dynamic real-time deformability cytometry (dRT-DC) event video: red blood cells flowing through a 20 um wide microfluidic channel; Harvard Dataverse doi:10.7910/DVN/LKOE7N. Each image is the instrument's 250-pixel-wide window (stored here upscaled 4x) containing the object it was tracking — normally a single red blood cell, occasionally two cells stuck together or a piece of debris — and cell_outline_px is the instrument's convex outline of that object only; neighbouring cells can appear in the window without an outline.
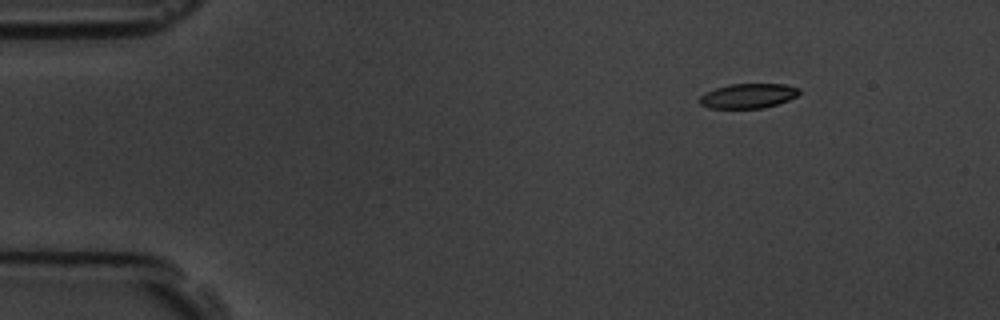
{"species": "common noctule bat (a hibernating species)", "species_latin": "Nyctalus noctula", "temperature_condition": "room temperature", "stored_images_in_passage": 51, "camera_frame_rate_fps": 3000, "um_per_image_px": 0.085, "animal": {"sex": "male", "body_mass_g": 19.5, "forearm_length_mm": 54.6}, "frame": {"image": 1, "passage_image": 1, "time_ms": 0.0, "image_size_px": [1000, 320], "cell_outline_px": [[800, 92], [796, 96], [788, 100], [764, 108], [708, 108], [700, 104], [700, 96], [704, 92], [728, 84], [784, 84], [800, 88]], "centroid_in_image_um": [63.58, 8.14], "position_along_channel_um": 21.4, "area_um2": 14.33}}
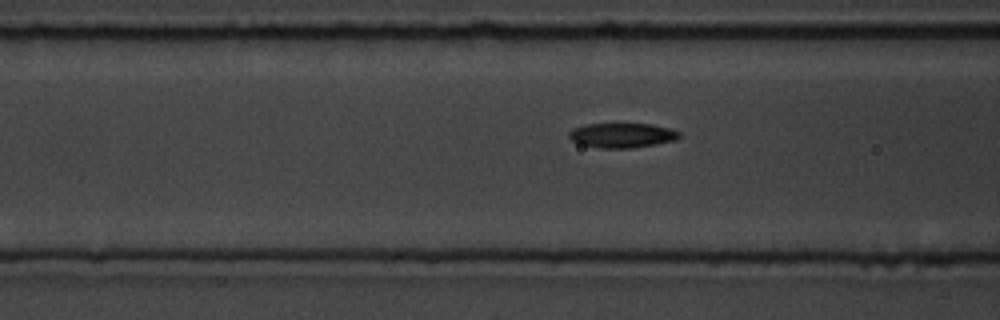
{"frame": {"image": 2, "passage_image": 16, "time_ms": 5.0, "image_size_px": [1000, 320], "cell_outline_px": [[680, 136], [676, 140], [656, 144], [632, 148], [600, 148], [580, 144], [572, 140], [568, 136], [568, 132], [572, 128], [584, 124], [652, 124], [668, 128], [680, 132]], "centroid_in_image_um": [52.85, 11.5], "position_along_channel_um": 113.8, "area_um2": 15.9}}
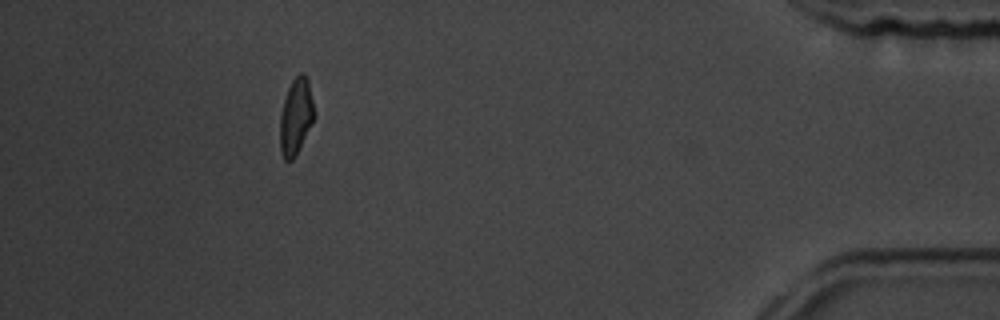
{"frame": {"image": 3, "passage_image": 46, "time_ms": 15.0, "image_size_px": [1000, 320], "cell_outline_px": [[312, 124], [296, 156], [292, 160], [284, 160], [280, 152], [280, 116], [284, 100], [288, 88], [292, 80], [300, 72], [304, 72], [308, 80], [312, 100]], "centroid_in_image_um": [25.12, 9.93], "position_along_channel_um": 410.1, "area_um2": 14.97}, "authors_computed_cell_mechanics": {"area_um2": 15.606, "velocity_mm_per_s": 3.5456, "shape_relaxation_time_tau1_ms": 3.4042, "shape_relaxation_time_tau2_ms": 3.869, "deformation_change_tau1": 0.1332, "deformation_change_tau2": 0.0842}}